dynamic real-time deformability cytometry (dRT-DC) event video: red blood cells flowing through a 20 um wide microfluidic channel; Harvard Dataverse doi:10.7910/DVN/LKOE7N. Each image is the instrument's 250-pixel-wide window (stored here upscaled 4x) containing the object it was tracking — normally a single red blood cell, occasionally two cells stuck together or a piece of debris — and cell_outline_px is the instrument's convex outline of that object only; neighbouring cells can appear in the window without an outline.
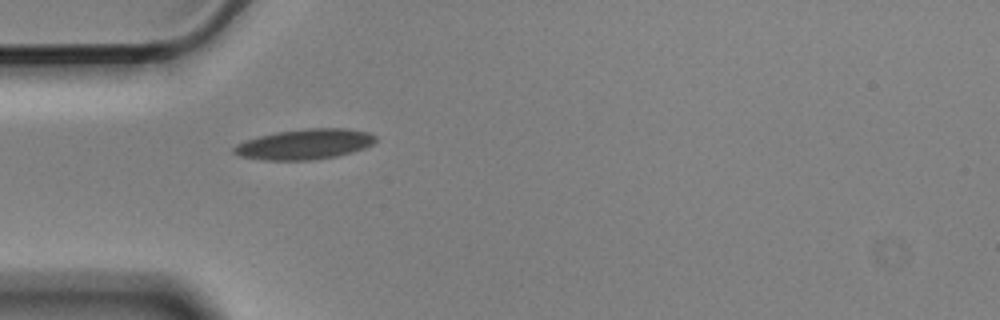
{"species": "Egyptian fruit bat (a non-hibernating species)", "species_latin": "Rousettus aegyptiacus", "temperature_condition": "cold", "stored_images_in_passage": 1, "camera_frame_rate_fps": 3000, "um_per_image_px": 0.085, "animal": {"sex": "male"}, "frame": {"image": 1, "passage_image": 1, "time_ms": 0.0, "image_size_px": [1000, 320], "cell_outline_px": [[376, 140], [372, 144], [364, 148], [352, 152], [336, 156], [312, 160], [264, 160], [240, 156], [232, 152], [232, 148], [236, 144], [244, 140], [276, 132], [308, 128], [344, 128], [368, 132], [376, 136]], "centroid_in_image_um": [25.88, 12.26], "position_along_channel_um": 59.1, "area_um2": 25.03}}